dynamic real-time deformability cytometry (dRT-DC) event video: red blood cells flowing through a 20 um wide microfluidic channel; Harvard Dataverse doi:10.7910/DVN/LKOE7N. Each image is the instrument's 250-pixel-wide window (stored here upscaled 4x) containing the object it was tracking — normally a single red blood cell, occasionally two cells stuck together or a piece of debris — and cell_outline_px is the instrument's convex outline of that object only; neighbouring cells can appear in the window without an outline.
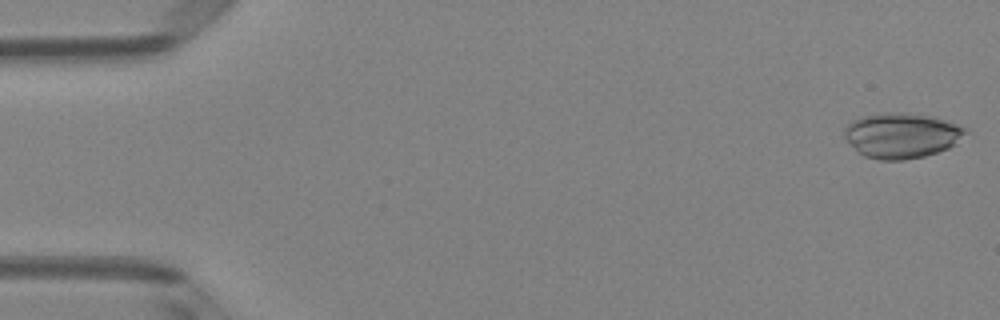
{"species": "Egyptian fruit bat (a non-hibernating species)", "species_latin": "Rousettus aegyptiacus", "temperature_condition": "room temperature", "stored_images_in_passage": 50, "camera_frame_rate_fps": 3000, "um_per_image_px": 0.085, "animal": {"sex": "female"}, "frame": {"image": 1, "passage_image": 1, "time_ms": 0.0, "image_size_px": [1000, 320], "cell_outline_px": [[968, 132], [956, 144], [948, 148], [924, 156], [904, 160], [880, 160], [864, 156], [844, 136], [844, 128], [852, 120], [864, 116], [880, 112], [900, 112], [928, 116], [960, 124], [968, 128]], "centroid_in_image_um": [76.67, 11.5], "position_along_channel_um": 8.3, "area_um2": 31.85}}
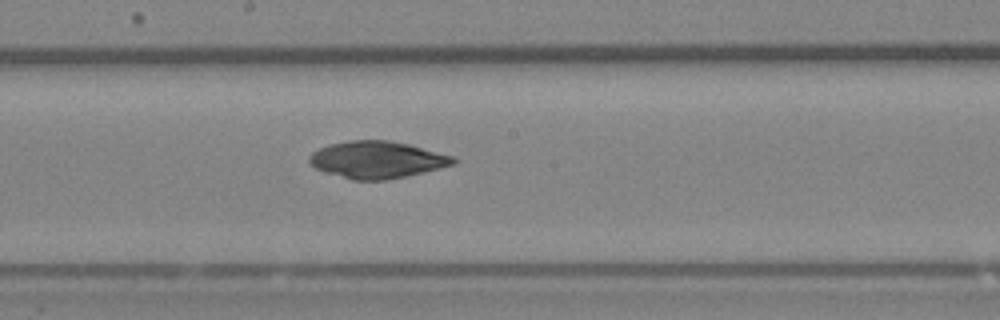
{"frame": {"image": 2, "passage_image": 27, "time_ms": 8.667, "image_size_px": [1000, 320], "cell_outline_px": [[460, 160], [452, 164], [440, 168], [408, 176], [384, 180], [352, 180], [324, 172], [316, 168], [308, 160], [308, 156], [312, 152], [328, 144], [348, 140], [388, 140], [408, 144], [456, 156]], "centroid_in_image_um": [32.06, 13.57], "position_along_channel_um": 216.1, "area_um2": 31.27}}
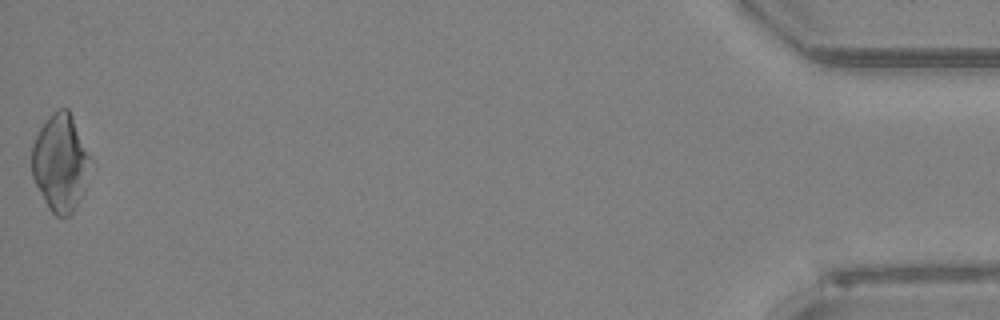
{"frame": {"image": 3, "passage_image": 50, "time_ms": 16.333, "image_size_px": [1000, 320], "cell_outline_px": [[88, 156], [76, 208], [68, 216], [56, 216], [48, 208], [32, 176], [32, 144], [40, 128], [48, 116], [52, 112], [60, 108], [68, 108], [72, 116]], "centroid_in_image_um": [5.03, 13.8], "position_along_channel_um": 430.2, "area_um2": 31.44}}